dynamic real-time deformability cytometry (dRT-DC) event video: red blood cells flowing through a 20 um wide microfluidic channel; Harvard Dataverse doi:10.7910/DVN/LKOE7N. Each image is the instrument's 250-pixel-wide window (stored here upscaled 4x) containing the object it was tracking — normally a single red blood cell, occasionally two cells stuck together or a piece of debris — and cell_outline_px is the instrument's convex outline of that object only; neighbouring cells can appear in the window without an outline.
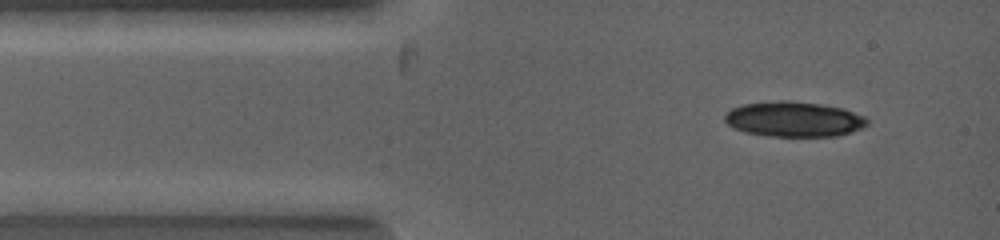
{"species": "common noctule bat (a hibernating species)", "species_latin": "Nyctalus noctula", "temperature_condition": "warm", "stored_images_in_passage": 3, "camera_frame_rate_fps": 5000, "um_per_image_px": 0.085, "animal": {"sex": "female", "body_mass_g": 19.0, "forearm_length_mm": 53.3}, "frame": {"image": 1, "passage_image": 2, "time_ms": 0.4, "image_size_px": [1000, 240], "cell_outline_px": [[868, 124], [860, 128], [836, 136], [768, 136], [744, 132], [732, 128], [724, 120], [724, 116], [732, 108], [744, 104], [780, 100], [788, 100], [820, 104], [844, 108], [864, 116], [868, 120]], "centroid_in_image_um": [67.46, 10.13], "position_along_channel_um": 17.5, "area_um2": 29.13}}